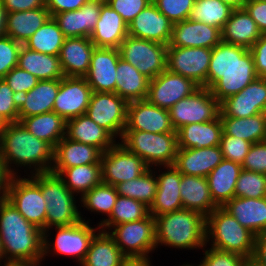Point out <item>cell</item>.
<instances>
[{
  "label": "cell",
  "mask_w": 266,
  "mask_h": 266,
  "mask_svg": "<svg viewBox=\"0 0 266 266\" xmlns=\"http://www.w3.org/2000/svg\"><path fill=\"white\" fill-rule=\"evenodd\" d=\"M249 49L221 41L212 48L207 88L220 103L257 78Z\"/></svg>",
  "instance_id": "obj_1"
},
{
  "label": "cell",
  "mask_w": 266,
  "mask_h": 266,
  "mask_svg": "<svg viewBox=\"0 0 266 266\" xmlns=\"http://www.w3.org/2000/svg\"><path fill=\"white\" fill-rule=\"evenodd\" d=\"M53 152L49 143L36 138L20 122L7 123L0 131V157L13 176L21 175L18 168H26L25 176L28 171V175L50 172Z\"/></svg>",
  "instance_id": "obj_2"
},
{
  "label": "cell",
  "mask_w": 266,
  "mask_h": 266,
  "mask_svg": "<svg viewBox=\"0 0 266 266\" xmlns=\"http://www.w3.org/2000/svg\"><path fill=\"white\" fill-rule=\"evenodd\" d=\"M0 243L7 263L43 261V231L28 222L7 199L0 201Z\"/></svg>",
  "instance_id": "obj_3"
},
{
  "label": "cell",
  "mask_w": 266,
  "mask_h": 266,
  "mask_svg": "<svg viewBox=\"0 0 266 266\" xmlns=\"http://www.w3.org/2000/svg\"><path fill=\"white\" fill-rule=\"evenodd\" d=\"M206 217L181 209L155 217L156 248L202 250L206 245Z\"/></svg>",
  "instance_id": "obj_4"
},
{
  "label": "cell",
  "mask_w": 266,
  "mask_h": 266,
  "mask_svg": "<svg viewBox=\"0 0 266 266\" xmlns=\"http://www.w3.org/2000/svg\"><path fill=\"white\" fill-rule=\"evenodd\" d=\"M205 232L206 246L237 253L248 260L252 259L255 235L223 207L215 208L206 217Z\"/></svg>",
  "instance_id": "obj_5"
},
{
  "label": "cell",
  "mask_w": 266,
  "mask_h": 266,
  "mask_svg": "<svg viewBox=\"0 0 266 266\" xmlns=\"http://www.w3.org/2000/svg\"><path fill=\"white\" fill-rule=\"evenodd\" d=\"M40 189L47 205L46 229L86 221L87 217L83 218L79 210V198L65 186L58 174L51 171L40 173Z\"/></svg>",
  "instance_id": "obj_6"
},
{
  "label": "cell",
  "mask_w": 266,
  "mask_h": 266,
  "mask_svg": "<svg viewBox=\"0 0 266 266\" xmlns=\"http://www.w3.org/2000/svg\"><path fill=\"white\" fill-rule=\"evenodd\" d=\"M87 219L81 220L69 226L52 227L43 231V260L46 256L54 254L72 256L73 262L79 266L84 261L87 251L94 236L101 230L100 227L92 226ZM92 226V227H91ZM55 229V238H50L52 230ZM49 239V240H48ZM52 240V241H51ZM52 252V253H51ZM49 254V255H48ZM74 257V258H73Z\"/></svg>",
  "instance_id": "obj_7"
},
{
  "label": "cell",
  "mask_w": 266,
  "mask_h": 266,
  "mask_svg": "<svg viewBox=\"0 0 266 266\" xmlns=\"http://www.w3.org/2000/svg\"><path fill=\"white\" fill-rule=\"evenodd\" d=\"M119 142L150 168L173 165L178 151L177 133L124 131Z\"/></svg>",
  "instance_id": "obj_8"
},
{
  "label": "cell",
  "mask_w": 266,
  "mask_h": 266,
  "mask_svg": "<svg viewBox=\"0 0 266 266\" xmlns=\"http://www.w3.org/2000/svg\"><path fill=\"white\" fill-rule=\"evenodd\" d=\"M13 176L7 192V200L31 224L46 230V202L40 189V173Z\"/></svg>",
  "instance_id": "obj_9"
},
{
  "label": "cell",
  "mask_w": 266,
  "mask_h": 266,
  "mask_svg": "<svg viewBox=\"0 0 266 266\" xmlns=\"http://www.w3.org/2000/svg\"><path fill=\"white\" fill-rule=\"evenodd\" d=\"M108 234L127 258H147L156 249L155 218H146L113 226Z\"/></svg>",
  "instance_id": "obj_10"
},
{
  "label": "cell",
  "mask_w": 266,
  "mask_h": 266,
  "mask_svg": "<svg viewBox=\"0 0 266 266\" xmlns=\"http://www.w3.org/2000/svg\"><path fill=\"white\" fill-rule=\"evenodd\" d=\"M167 48L168 45L128 35L118 50L120 58L152 80L166 70Z\"/></svg>",
  "instance_id": "obj_11"
},
{
  "label": "cell",
  "mask_w": 266,
  "mask_h": 266,
  "mask_svg": "<svg viewBox=\"0 0 266 266\" xmlns=\"http://www.w3.org/2000/svg\"><path fill=\"white\" fill-rule=\"evenodd\" d=\"M175 131L191 123H203L216 119L220 114V103L210 89L199 87L190 96L179 100L169 110Z\"/></svg>",
  "instance_id": "obj_12"
},
{
  "label": "cell",
  "mask_w": 266,
  "mask_h": 266,
  "mask_svg": "<svg viewBox=\"0 0 266 266\" xmlns=\"http://www.w3.org/2000/svg\"><path fill=\"white\" fill-rule=\"evenodd\" d=\"M128 102L116 93L92 91L86 115L120 141L127 123Z\"/></svg>",
  "instance_id": "obj_13"
},
{
  "label": "cell",
  "mask_w": 266,
  "mask_h": 266,
  "mask_svg": "<svg viewBox=\"0 0 266 266\" xmlns=\"http://www.w3.org/2000/svg\"><path fill=\"white\" fill-rule=\"evenodd\" d=\"M102 182L112 186L140 177L150 169L139 156L119 141L101 154Z\"/></svg>",
  "instance_id": "obj_14"
},
{
  "label": "cell",
  "mask_w": 266,
  "mask_h": 266,
  "mask_svg": "<svg viewBox=\"0 0 266 266\" xmlns=\"http://www.w3.org/2000/svg\"><path fill=\"white\" fill-rule=\"evenodd\" d=\"M212 49L202 47H168L166 69L207 88Z\"/></svg>",
  "instance_id": "obj_15"
},
{
  "label": "cell",
  "mask_w": 266,
  "mask_h": 266,
  "mask_svg": "<svg viewBox=\"0 0 266 266\" xmlns=\"http://www.w3.org/2000/svg\"><path fill=\"white\" fill-rule=\"evenodd\" d=\"M199 86L191 79L172 73L167 69L149 80L146 100L169 110L179 100L190 96Z\"/></svg>",
  "instance_id": "obj_16"
},
{
  "label": "cell",
  "mask_w": 266,
  "mask_h": 266,
  "mask_svg": "<svg viewBox=\"0 0 266 266\" xmlns=\"http://www.w3.org/2000/svg\"><path fill=\"white\" fill-rule=\"evenodd\" d=\"M266 113V79L257 77L241 92L220 102V117L247 118Z\"/></svg>",
  "instance_id": "obj_17"
},
{
  "label": "cell",
  "mask_w": 266,
  "mask_h": 266,
  "mask_svg": "<svg viewBox=\"0 0 266 266\" xmlns=\"http://www.w3.org/2000/svg\"><path fill=\"white\" fill-rule=\"evenodd\" d=\"M92 89L85 77H63L52 111L65 121L84 115L89 105Z\"/></svg>",
  "instance_id": "obj_18"
},
{
  "label": "cell",
  "mask_w": 266,
  "mask_h": 266,
  "mask_svg": "<svg viewBox=\"0 0 266 266\" xmlns=\"http://www.w3.org/2000/svg\"><path fill=\"white\" fill-rule=\"evenodd\" d=\"M124 131L177 133L171 124L169 111L149 103L146 99L128 103Z\"/></svg>",
  "instance_id": "obj_19"
},
{
  "label": "cell",
  "mask_w": 266,
  "mask_h": 266,
  "mask_svg": "<svg viewBox=\"0 0 266 266\" xmlns=\"http://www.w3.org/2000/svg\"><path fill=\"white\" fill-rule=\"evenodd\" d=\"M156 168L157 192L154 202L149 208V214L154 218L183 209L179 189L182 174L174 165L163 166V168L158 166L157 170Z\"/></svg>",
  "instance_id": "obj_20"
},
{
  "label": "cell",
  "mask_w": 266,
  "mask_h": 266,
  "mask_svg": "<svg viewBox=\"0 0 266 266\" xmlns=\"http://www.w3.org/2000/svg\"><path fill=\"white\" fill-rule=\"evenodd\" d=\"M173 25V22L150 3L129 23L128 35L169 45Z\"/></svg>",
  "instance_id": "obj_21"
},
{
  "label": "cell",
  "mask_w": 266,
  "mask_h": 266,
  "mask_svg": "<svg viewBox=\"0 0 266 266\" xmlns=\"http://www.w3.org/2000/svg\"><path fill=\"white\" fill-rule=\"evenodd\" d=\"M119 58L117 48L95 47L89 72L85 76L92 91L116 93V69Z\"/></svg>",
  "instance_id": "obj_22"
},
{
  "label": "cell",
  "mask_w": 266,
  "mask_h": 266,
  "mask_svg": "<svg viewBox=\"0 0 266 266\" xmlns=\"http://www.w3.org/2000/svg\"><path fill=\"white\" fill-rule=\"evenodd\" d=\"M221 30L203 22L186 19L173 25L168 47H202L212 49L221 42Z\"/></svg>",
  "instance_id": "obj_23"
},
{
  "label": "cell",
  "mask_w": 266,
  "mask_h": 266,
  "mask_svg": "<svg viewBox=\"0 0 266 266\" xmlns=\"http://www.w3.org/2000/svg\"><path fill=\"white\" fill-rule=\"evenodd\" d=\"M102 5L98 1L88 0L80 9L58 13L53 18L66 38H90Z\"/></svg>",
  "instance_id": "obj_24"
},
{
  "label": "cell",
  "mask_w": 266,
  "mask_h": 266,
  "mask_svg": "<svg viewBox=\"0 0 266 266\" xmlns=\"http://www.w3.org/2000/svg\"><path fill=\"white\" fill-rule=\"evenodd\" d=\"M102 152L95 146L73 141L66 136L54 147L51 172L86 164H101Z\"/></svg>",
  "instance_id": "obj_25"
},
{
  "label": "cell",
  "mask_w": 266,
  "mask_h": 266,
  "mask_svg": "<svg viewBox=\"0 0 266 266\" xmlns=\"http://www.w3.org/2000/svg\"><path fill=\"white\" fill-rule=\"evenodd\" d=\"M95 45L88 37L65 38L59 60L66 77H85Z\"/></svg>",
  "instance_id": "obj_26"
},
{
  "label": "cell",
  "mask_w": 266,
  "mask_h": 266,
  "mask_svg": "<svg viewBox=\"0 0 266 266\" xmlns=\"http://www.w3.org/2000/svg\"><path fill=\"white\" fill-rule=\"evenodd\" d=\"M223 159L219 145L206 148L178 149L173 165L181 174L207 177Z\"/></svg>",
  "instance_id": "obj_27"
},
{
  "label": "cell",
  "mask_w": 266,
  "mask_h": 266,
  "mask_svg": "<svg viewBox=\"0 0 266 266\" xmlns=\"http://www.w3.org/2000/svg\"><path fill=\"white\" fill-rule=\"evenodd\" d=\"M127 36L128 25L114 9L103 4L90 40L96 47L118 49Z\"/></svg>",
  "instance_id": "obj_28"
},
{
  "label": "cell",
  "mask_w": 266,
  "mask_h": 266,
  "mask_svg": "<svg viewBox=\"0 0 266 266\" xmlns=\"http://www.w3.org/2000/svg\"><path fill=\"white\" fill-rule=\"evenodd\" d=\"M223 208L255 236L266 232V197H233Z\"/></svg>",
  "instance_id": "obj_29"
},
{
  "label": "cell",
  "mask_w": 266,
  "mask_h": 266,
  "mask_svg": "<svg viewBox=\"0 0 266 266\" xmlns=\"http://www.w3.org/2000/svg\"><path fill=\"white\" fill-rule=\"evenodd\" d=\"M65 136L73 141L95 146L102 153L117 143V139L86 114L66 121Z\"/></svg>",
  "instance_id": "obj_30"
},
{
  "label": "cell",
  "mask_w": 266,
  "mask_h": 266,
  "mask_svg": "<svg viewBox=\"0 0 266 266\" xmlns=\"http://www.w3.org/2000/svg\"><path fill=\"white\" fill-rule=\"evenodd\" d=\"M176 132L178 149L214 147L220 145L223 125L218 116L209 122L184 125Z\"/></svg>",
  "instance_id": "obj_31"
},
{
  "label": "cell",
  "mask_w": 266,
  "mask_h": 266,
  "mask_svg": "<svg viewBox=\"0 0 266 266\" xmlns=\"http://www.w3.org/2000/svg\"><path fill=\"white\" fill-rule=\"evenodd\" d=\"M179 187L183 209L200 212L207 217L219 207L212 199L206 177L182 174Z\"/></svg>",
  "instance_id": "obj_32"
},
{
  "label": "cell",
  "mask_w": 266,
  "mask_h": 266,
  "mask_svg": "<svg viewBox=\"0 0 266 266\" xmlns=\"http://www.w3.org/2000/svg\"><path fill=\"white\" fill-rule=\"evenodd\" d=\"M60 79L41 80L19 98V121L24 117L52 112Z\"/></svg>",
  "instance_id": "obj_33"
},
{
  "label": "cell",
  "mask_w": 266,
  "mask_h": 266,
  "mask_svg": "<svg viewBox=\"0 0 266 266\" xmlns=\"http://www.w3.org/2000/svg\"><path fill=\"white\" fill-rule=\"evenodd\" d=\"M241 171V164L223 159L207 175L206 178L212 199L219 207H223L229 200L235 197V187Z\"/></svg>",
  "instance_id": "obj_34"
},
{
  "label": "cell",
  "mask_w": 266,
  "mask_h": 266,
  "mask_svg": "<svg viewBox=\"0 0 266 266\" xmlns=\"http://www.w3.org/2000/svg\"><path fill=\"white\" fill-rule=\"evenodd\" d=\"M256 22L244 8L233 9L230 18L221 30V40L250 49L260 38Z\"/></svg>",
  "instance_id": "obj_35"
},
{
  "label": "cell",
  "mask_w": 266,
  "mask_h": 266,
  "mask_svg": "<svg viewBox=\"0 0 266 266\" xmlns=\"http://www.w3.org/2000/svg\"><path fill=\"white\" fill-rule=\"evenodd\" d=\"M18 66L41 80H57L65 77L59 56L43 54L22 45Z\"/></svg>",
  "instance_id": "obj_36"
},
{
  "label": "cell",
  "mask_w": 266,
  "mask_h": 266,
  "mask_svg": "<svg viewBox=\"0 0 266 266\" xmlns=\"http://www.w3.org/2000/svg\"><path fill=\"white\" fill-rule=\"evenodd\" d=\"M50 17L46 6L7 13L6 36L24 44Z\"/></svg>",
  "instance_id": "obj_37"
},
{
  "label": "cell",
  "mask_w": 266,
  "mask_h": 266,
  "mask_svg": "<svg viewBox=\"0 0 266 266\" xmlns=\"http://www.w3.org/2000/svg\"><path fill=\"white\" fill-rule=\"evenodd\" d=\"M149 79L136 67L119 58L116 69V94L126 100H145L148 94Z\"/></svg>",
  "instance_id": "obj_38"
},
{
  "label": "cell",
  "mask_w": 266,
  "mask_h": 266,
  "mask_svg": "<svg viewBox=\"0 0 266 266\" xmlns=\"http://www.w3.org/2000/svg\"><path fill=\"white\" fill-rule=\"evenodd\" d=\"M19 122L36 138L46 141L53 148L66 135V121L53 111L24 117Z\"/></svg>",
  "instance_id": "obj_39"
},
{
  "label": "cell",
  "mask_w": 266,
  "mask_h": 266,
  "mask_svg": "<svg viewBox=\"0 0 266 266\" xmlns=\"http://www.w3.org/2000/svg\"><path fill=\"white\" fill-rule=\"evenodd\" d=\"M127 257L105 231H99L91 241L80 266H122Z\"/></svg>",
  "instance_id": "obj_40"
},
{
  "label": "cell",
  "mask_w": 266,
  "mask_h": 266,
  "mask_svg": "<svg viewBox=\"0 0 266 266\" xmlns=\"http://www.w3.org/2000/svg\"><path fill=\"white\" fill-rule=\"evenodd\" d=\"M223 132L250 142L251 144L266 140V113L247 118L220 117Z\"/></svg>",
  "instance_id": "obj_41"
},
{
  "label": "cell",
  "mask_w": 266,
  "mask_h": 266,
  "mask_svg": "<svg viewBox=\"0 0 266 266\" xmlns=\"http://www.w3.org/2000/svg\"><path fill=\"white\" fill-rule=\"evenodd\" d=\"M65 186L80 199L102 183L101 164H86L63 169L58 174Z\"/></svg>",
  "instance_id": "obj_42"
},
{
  "label": "cell",
  "mask_w": 266,
  "mask_h": 266,
  "mask_svg": "<svg viewBox=\"0 0 266 266\" xmlns=\"http://www.w3.org/2000/svg\"><path fill=\"white\" fill-rule=\"evenodd\" d=\"M65 38L57 22L50 17L23 45L36 52L59 56Z\"/></svg>",
  "instance_id": "obj_43"
},
{
  "label": "cell",
  "mask_w": 266,
  "mask_h": 266,
  "mask_svg": "<svg viewBox=\"0 0 266 266\" xmlns=\"http://www.w3.org/2000/svg\"><path fill=\"white\" fill-rule=\"evenodd\" d=\"M149 215V207L132 198L118 195L110 217L99 227L108 232L113 226L139 221Z\"/></svg>",
  "instance_id": "obj_44"
},
{
  "label": "cell",
  "mask_w": 266,
  "mask_h": 266,
  "mask_svg": "<svg viewBox=\"0 0 266 266\" xmlns=\"http://www.w3.org/2000/svg\"><path fill=\"white\" fill-rule=\"evenodd\" d=\"M118 195L135 199L150 208L157 192L155 168H150L140 177L115 185Z\"/></svg>",
  "instance_id": "obj_45"
},
{
  "label": "cell",
  "mask_w": 266,
  "mask_h": 266,
  "mask_svg": "<svg viewBox=\"0 0 266 266\" xmlns=\"http://www.w3.org/2000/svg\"><path fill=\"white\" fill-rule=\"evenodd\" d=\"M117 198L118 193L115 186L102 182L101 184L95 186L92 190L85 193L79 199V203H81V207H84V209L89 212L91 211L93 214H101L102 216L104 214L105 218H102V220L97 224L100 226L110 217Z\"/></svg>",
  "instance_id": "obj_46"
},
{
  "label": "cell",
  "mask_w": 266,
  "mask_h": 266,
  "mask_svg": "<svg viewBox=\"0 0 266 266\" xmlns=\"http://www.w3.org/2000/svg\"><path fill=\"white\" fill-rule=\"evenodd\" d=\"M233 11L221 0H195L189 19L222 30Z\"/></svg>",
  "instance_id": "obj_47"
},
{
  "label": "cell",
  "mask_w": 266,
  "mask_h": 266,
  "mask_svg": "<svg viewBox=\"0 0 266 266\" xmlns=\"http://www.w3.org/2000/svg\"><path fill=\"white\" fill-rule=\"evenodd\" d=\"M235 197L265 198L266 175L242 169L236 183Z\"/></svg>",
  "instance_id": "obj_48"
},
{
  "label": "cell",
  "mask_w": 266,
  "mask_h": 266,
  "mask_svg": "<svg viewBox=\"0 0 266 266\" xmlns=\"http://www.w3.org/2000/svg\"><path fill=\"white\" fill-rule=\"evenodd\" d=\"M202 249L203 256L197 266H244L249 260L244 256L213 247ZM206 248V249H205Z\"/></svg>",
  "instance_id": "obj_49"
},
{
  "label": "cell",
  "mask_w": 266,
  "mask_h": 266,
  "mask_svg": "<svg viewBox=\"0 0 266 266\" xmlns=\"http://www.w3.org/2000/svg\"><path fill=\"white\" fill-rule=\"evenodd\" d=\"M152 3L174 24L189 19L195 0H152Z\"/></svg>",
  "instance_id": "obj_50"
},
{
  "label": "cell",
  "mask_w": 266,
  "mask_h": 266,
  "mask_svg": "<svg viewBox=\"0 0 266 266\" xmlns=\"http://www.w3.org/2000/svg\"><path fill=\"white\" fill-rule=\"evenodd\" d=\"M0 116L7 122H19V97L4 79H0Z\"/></svg>",
  "instance_id": "obj_51"
},
{
  "label": "cell",
  "mask_w": 266,
  "mask_h": 266,
  "mask_svg": "<svg viewBox=\"0 0 266 266\" xmlns=\"http://www.w3.org/2000/svg\"><path fill=\"white\" fill-rule=\"evenodd\" d=\"M22 45L8 36L0 38V79H3L11 69L18 66Z\"/></svg>",
  "instance_id": "obj_52"
},
{
  "label": "cell",
  "mask_w": 266,
  "mask_h": 266,
  "mask_svg": "<svg viewBox=\"0 0 266 266\" xmlns=\"http://www.w3.org/2000/svg\"><path fill=\"white\" fill-rule=\"evenodd\" d=\"M251 145L252 144L246 140L226 135L223 132L219 146L224 159L242 164Z\"/></svg>",
  "instance_id": "obj_53"
},
{
  "label": "cell",
  "mask_w": 266,
  "mask_h": 266,
  "mask_svg": "<svg viewBox=\"0 0 266 266\" xmlns=\"http://www.w3.org/2000/svg\"><path fill=\"white\" fill-rule=\"evenodd\" d=\"M3 79L19 98L29 92L40 81L37 77L21 69L19 66L11 69Z\"/></svg>",
  "instance_id": "obj_54"
},
{
  "label": "cell",
  "mask_w": 266,
  "mask_h": 266,
  "mask_svg": "<svg viewBox=\"0 0 266 266\" xmlns=\"http://www.w3.org/2000/svg\"><path fill=\"white\" fill-rule=\"evenodd\" d=\"M242 169L266 175V140L251 145Z\"/></svg>",
  "instance_id": "obj_55"
},
{
  "label": "cell",
  "mask_w": 266,
  "mask_h": 266,
  "mask_svg": "<svg viewBox=\"0 0 266 266\" xmlns=\"http://www.w3.org/2000/svg\"><path fill=\"white\" fill-rule=\"evenodd\" d=\"M150 3H152V0H110L107 4L129 25Z\"/></svg>",
  "instance_id": "obj_56"
},
{
  "label": "cell",
  "mask_w": 266,
  "mask_h": 266,
  "mask_svg": "<svg viewBox=\"0 0 266 266\" xmlns=\"http://www.w3.org/2000/svg\"><path fill=\"white\" fill-rule=\"evenodd\" d=\"M249 51L253 57L257 76L266 79V33H261Z\"/></svg>",
  "instance_id": "obj_57"
},
{
  "label": "cell",
  "mask_w": 266,
  "mask_h": 266,
  "mask_svg": "<svg viewBox=\"0 0 266 266\" xmlns=\"http://www.w3.org/2000/svg\"><path fill=\"white\" fill-rule=\"evenodd\" d=\"M261 33H266V0H247L243 7Z\"/></svg>",
  "instance_id": "obj_58"
},
{
  "label": "cell",
  "mask_w": 266,
  "mask_h": 266,
  "mask_svg": "<svg viewBox=\"0 0 266 266\" xmlns=\"http://www.w3.org/2000/svg\"><path fill=\"white\" fill-rule=\"evenodd\" d=\"M88 0H45V6L53 17L55 14L80 9Z\"/></svg>",
  "instance_id": "obj_59"
},
{
  "label": "cell",
  "mask_w": 266,
  "mask_h": 266,
  "mask_svg": "<svg viewBox=\"0 0 266 266\" xmlns=\"http://www.w3.org/2000/svg\"><path fill=\"white\" fill-rule=\"evenodd\" d=\"M8 13L45 7V0H1Z\"/></svg>",
  "instance_id": "obj_60"
},
{
  "label": "cell",
  "mask_w": 266,
  "mask_h": 266,
  "mask_svg": "<svg viewBox=\"0 0 266 266\" xmlns=\"http://www.w3.org/2000/svg\"><path fill=\"white\" fill-rule=\"evenodd\" d=\"M250 261L256 266H266V232L255 236L254 253Z\"/></svg>",
  "instance_id": "obj_61"
},
{
  "label": "cell",
  "mask_w": 266,
  "mask_h": 266,
  "mask_svg": "<svg viewBox=\"0 0 266 266\" xmlns=\"http://www.w3.org/2000/svg\"><path fill=\"white\" fill-rule=\"evenodd\" d=\"M13 175L8 171L6 164L0 157V201L7 199V192Z\"/></svg>",
  "instance_id": "obj_62"
},
{
  "label": "cell",
  "mask_w": 266,
  "mask_h": 266,
  "mask_svg": "<svg viewBox=\"0 0 266 266\" xmlns=\"http://www.w3.org/2000/svg\"><path fill=\"white\" fill-rule=\"evenodd\" d=\"M152 258H127L122 266H153Z\"/></svg>",
  "instance_id": "obj_63"
},
{
  "label": "cell",
  "mask_w": 266,
  "mask_h": 266,
  "mask_svg": "<svg viewBox=\"0 0 266 266\" xmlns=\"http://www.w3.org/2000/svg\"><path fill=\"white\" fill-rule=\"evenodd\" d=\"M7 10L0 0V38L6 36Z\"/></svg>",
  "instance_id": "obj_64"
},
{
  "label": "cell",
  "mask_w": 266,
  "mask_h": 266,
  "mask_svg": "<svg viewBox=\"0 0 266 266\" xmlns=\"http://www.w3.org/2000/svg\"><path fill=\"white\" fill-rule=\"evenodd\" d=\"M223 3L228 4L233 9H241L247 0H221Z\"/></svg>",
  "instance_id": "obj_65"
},
{
  "label": "cell",
  "mask_w": 266,
  "mask_h": 266,
  "mask_svg": "<svg viewBox=\"0 0 266 266\" xmlns=\"http://www.w3.org/2000/svg\"><path fill=\"white\" fill-rule=\"evenodd\" d=\"M6 266H41V264H32V263H6Z\"/></svg>",
  "instance_id": "obj_66"
},
{
  "label": "cell",
  "mask_w": 266,
  "mask_h": 266,
  "mask_svg": "<svg viewBox=\"0 0 266 266\" xmlns=\"http://www.w3.org/2000/svg\"><path fill=\"white\" fill-rule=\"evenodd\" d=\"M1 262H3V263H1ZM4 263H7V262L5 261V258L3 256L2 247H1V243H0V265L4 264Z\"/></svg>",
  "instance_id": "obj_67"
},
{
  "label": "cell",
  "mask_w": 266,
  "mask_h": 266,
  "mask_svg": "<svg viewBox=\"0 0 266 266\" xmlns=\"http://www.w3.org/2000/svg\"><path fill=\"white\" fill-rule=\"evenodd\" d=\"M7 122L0 116V131L5 127Z\"/></svg>",
  "instance_id": "obj_68"
},
{
  "label": "cell",
  "mask_w": 266,
  "mask_h": 266,
  "mask_svg": "<svg viewBox=\"0 0 266 266\" xmlns=\"http://www.w3.org/2000/svg\"><path fill=\"white\" fill-rule=\"evenodd\" d=\"M179 266H197V265H196L195 263H193V264H192V263H187V264H186V263L184 262V264L179 265Z\"/></svg>",
  "instance_id": "obj_69"
},
{
  "label": "cell",
  "mask_w": 266,
  "mask_h": 266,
  "mask_svg": "<svg viewBox=\"0 0 266 266\" xmlns=\"http://www.w3.org/2000/svg\"><path fill=\"white\" fill-rule=\"evenodd\" d=\"M94 1H98L102 4H107L110 0H94Z\"/></svg>",
  "instance_id": "obj_70"
},
{
  "label": "cell",
  "mask_w": 266,
  "mask_h": 266,
  "mask_svg": "<svg viewBox=\"0 0 266 266\" xmlns=\"http://www.w3.org/2000/svg\"><path fill=\"white\" fill-rule=\"evenodd\" d=\"M244 266H256V265L249 260Z\"/></svg>",
  "instance_id": "obj_71"
}]
</instances>
